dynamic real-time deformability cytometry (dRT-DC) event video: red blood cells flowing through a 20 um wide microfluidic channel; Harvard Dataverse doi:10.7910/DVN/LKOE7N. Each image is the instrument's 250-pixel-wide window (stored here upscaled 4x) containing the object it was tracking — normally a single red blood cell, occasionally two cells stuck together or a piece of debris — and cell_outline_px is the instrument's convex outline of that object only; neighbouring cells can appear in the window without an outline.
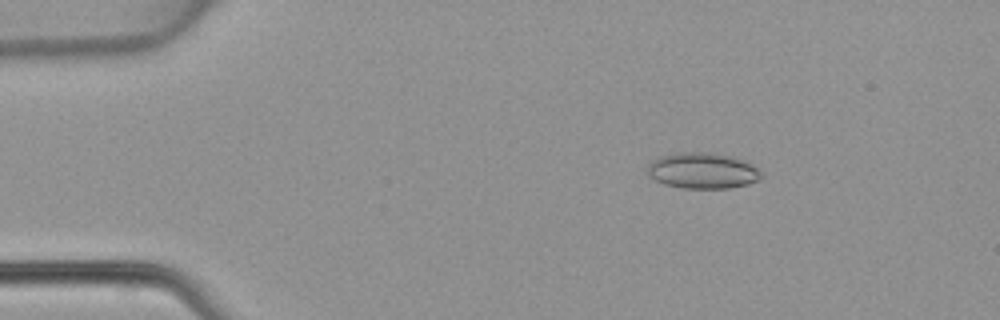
{"species": "common noctule bat (a hibernating species)", "species_latin": "Nyctalus noctula", "temperature_condition": "warm", "stored_images_in_passage": 48, "camera_frame_rate_fps": 3000, "um_per_image_px": 0.085, "animal": {"sex": "female", "body_mass_g": 22.7, "forearm_length_mm": 54.2}, "frame": {"image": 1, "passage_image": 8, "time_ms": 2.333, "image_size_px": [1000, 320], "cell_outline_px": [[764, 176], [760, 180], [748, 184], [728, 188], [680, 188], [664, 184], [648, 176], [648, 164], [652, 160], [660, 156], [676, 152], [712, 152], [736, 156], [752, 164], [764, 172]], "centroid_in_image_um": [59.77, 14.49], "position_along_channel_um": 25.2, "area_um2": 24.39}}
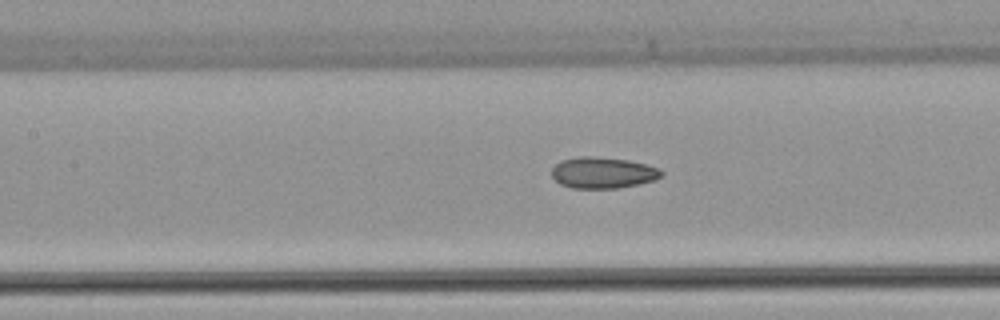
{"frame": {"image": 2, "passage_image": 22, "time_ms": 7.0, "image_size_px": [1000, 320], "cell_outline_px": [[664, 172], [656, 180], [616, 188], [572, 188], [560, 184], [552, 176], [552, 168], [560, 160], [580, 156], [592, 156], [628, 160], [660, 168]], "centroid_in_image_um": [51.23, 14.67], "position_along_channel_um": 156.2, "area_um2": 19.88}}
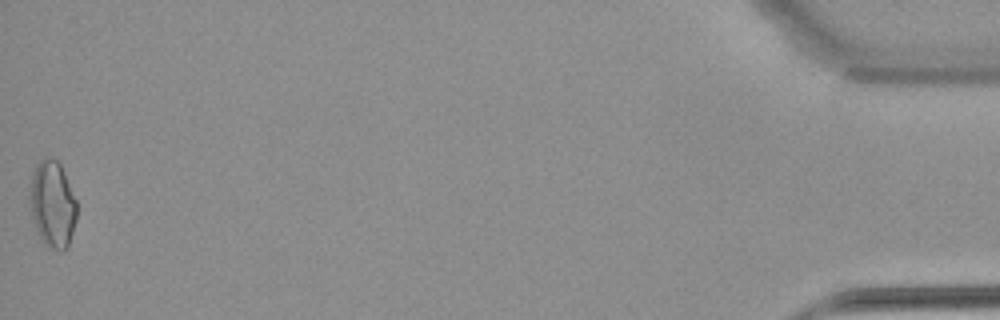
{"frame": {"image": 3, "passage_image": 48, "time_ms": 15.667, "image_size_px": [1000, 320], "cell_outline_px": [[76, 220], [68, 244], [64, 248], [52, 248], [40, 236], [36, 228], [32, 216], [28, 196], [32, 176], [36, 164], [44, 156], [56, 160], [60, 164], [76, 200]], "centroid_in_image_um": [4.44, 17.28], "position_along_channel_um": 430.8, "area_um2": 23.12}}